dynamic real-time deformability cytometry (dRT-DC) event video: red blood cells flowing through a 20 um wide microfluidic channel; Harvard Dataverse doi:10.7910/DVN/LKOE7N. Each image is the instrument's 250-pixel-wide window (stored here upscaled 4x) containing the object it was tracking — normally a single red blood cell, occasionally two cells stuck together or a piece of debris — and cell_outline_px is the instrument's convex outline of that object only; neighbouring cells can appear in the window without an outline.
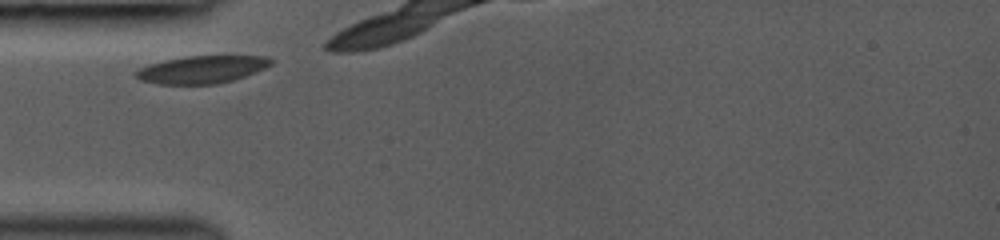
{"species": "common noctule bat (a hibernating species)", "species_latin": "Nyctalus noctula", "temperature_condition": "room temperature", "stored_images_in_passage": 5, "camera_frame_rate_fps": 3000, "um_per_image_px": 0.085, "animal": {"sex": "female", "body_mass_g": 19.0, "forearm_length_mm": 53.3}, "frame": {"image": 1, "passage_image": 1, "time_ms": 0.0, "image_size_px": [1000, 240], "cell_outline_px": [[272, 64], [256, 72], [232, 80], [216, 84], [160, 84], [140, 80], [132, 72], [148, 64], [164, 60], [184, 56], [268, 56], [272, 60]], "centroid_in_image_um": [17.13, 5.9], "position_along_channel_um": 67.9, "area_um2": 21.68}}